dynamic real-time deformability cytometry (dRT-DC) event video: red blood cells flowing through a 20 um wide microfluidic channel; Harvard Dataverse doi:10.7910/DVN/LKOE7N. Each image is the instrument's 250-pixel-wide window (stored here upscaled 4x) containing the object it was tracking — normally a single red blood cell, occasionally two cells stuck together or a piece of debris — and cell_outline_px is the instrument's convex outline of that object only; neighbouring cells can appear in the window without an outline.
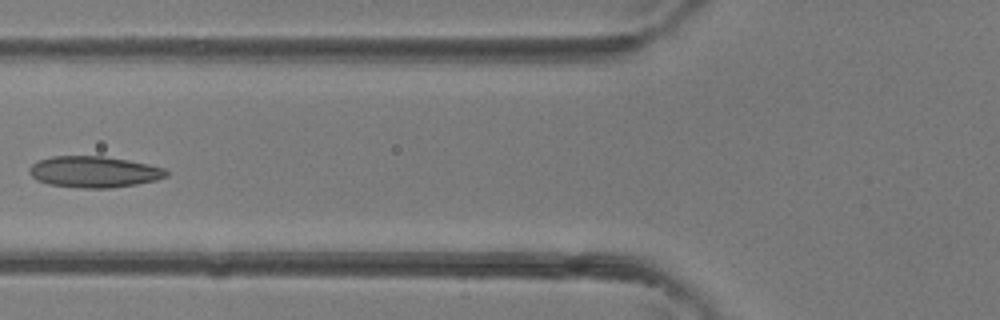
{"species": "common noctule bat (a hibernating species)", "species_latin": "Nyctalus noctula", "temperature_condition": "room temperature", "stored_images_in_passage": 5, "camera_frame_rate_fps": 3000, "um_per_image_px": 0.085, "animal": {"sex": "female"}, "frame": {"image": 1, "passage_image": 5, "time_ms": 1.333, "image_size_px": [1000, 320], "cell_outline_px": [[168, 176], [156, 180], [136, 184], [112, 188], [80, 188], [48, 184], [36, 180], [28, 172], [28, 168], [32, 164], [40, 160], [52, 156], [104, 156], [128, 160], [148, 164], [164, 168], [168, 172]], "centroid_in_image_um": [7.98, 14.61], "position_along_channel_um": 117.8, "area_um2": 25.03}}